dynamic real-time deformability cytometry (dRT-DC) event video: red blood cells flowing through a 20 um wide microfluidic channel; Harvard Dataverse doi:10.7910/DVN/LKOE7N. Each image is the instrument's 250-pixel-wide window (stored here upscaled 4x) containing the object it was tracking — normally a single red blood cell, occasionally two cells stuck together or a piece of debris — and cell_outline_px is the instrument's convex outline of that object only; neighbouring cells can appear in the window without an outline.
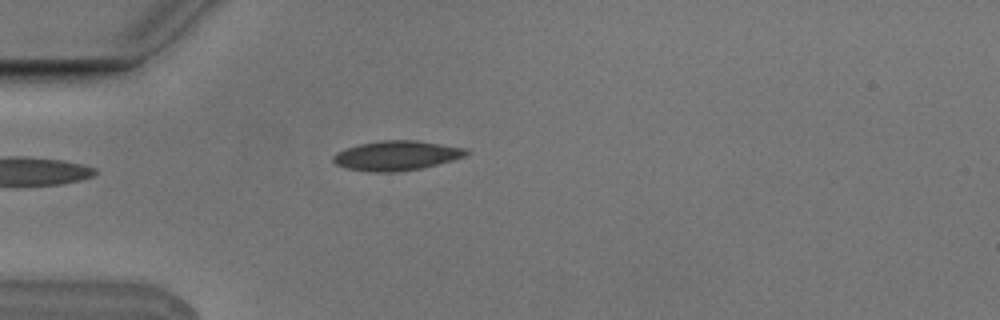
{"species": "Egyptian fruit bat (a non-hibernating species)", "species_latin": "Rousettus aegyptiacus", "temperature_condition": "cold", "stored_images_in_passage": 4, "camera_frame_rate_fps": 3000, "um_per_image_px": 0.085, "animal": {"sex": "male"}, "frame": {"image": 1, "passage_image": 4, "time_ms": 1.0, "image_size_px": [1000, 320], "cell_outline_px": [[468, 152], [464, 156], [452, 160], [420, 168], [396, 172], [376, 172], [348, 168], [336, 164], [332, 160], [332, 156], [336, 152], [360, 144], [380, 140], [416, 140], [464, 148]], "centroid_in_image_um": [33.67, 13.22], "position_along_channel_um": 51.3, "area_um2": 22.54}}